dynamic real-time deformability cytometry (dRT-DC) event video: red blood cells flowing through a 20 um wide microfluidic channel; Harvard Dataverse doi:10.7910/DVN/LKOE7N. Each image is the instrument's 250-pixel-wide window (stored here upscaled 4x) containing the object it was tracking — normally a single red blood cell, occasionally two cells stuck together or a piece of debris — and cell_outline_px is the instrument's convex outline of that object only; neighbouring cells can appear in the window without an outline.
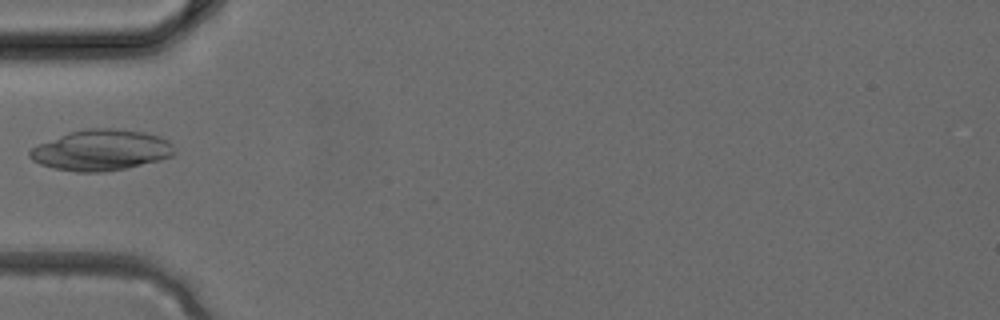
{"species": "common noctule bat (a hibernating species)", "species_latin": "Nyctalus noctula", "temperature_condition": "cold", "stored_images_in_passage": 3, "camera_frame_rate_fps": 3000, "um_per_image_px": 0.085, "animal": {"sex": "female", "body_mass_g": 24.6, "forearm_length_mm": 56.2}, "frame": {"image": 1, "passage_image": 3, "time_ms": 0.667, "image_size_px": [1000, 320], "cell_outline_px": [[176, 152], [172, 156], [160, 160], [124, 168], [104, 172], [76, 172], [56, 168], [40, 164], [32, 160], [28, 156], [28, 152], [32, 148], [40, 144], [68, 132], [84, 128], [112, 128], [144, 132], [160, 136], [168, 140], [172, 144]], "centroid_in_image_um": [8.61, 12.75], "position_along_channel_um": 76.4, "area_um2": 34.33}}